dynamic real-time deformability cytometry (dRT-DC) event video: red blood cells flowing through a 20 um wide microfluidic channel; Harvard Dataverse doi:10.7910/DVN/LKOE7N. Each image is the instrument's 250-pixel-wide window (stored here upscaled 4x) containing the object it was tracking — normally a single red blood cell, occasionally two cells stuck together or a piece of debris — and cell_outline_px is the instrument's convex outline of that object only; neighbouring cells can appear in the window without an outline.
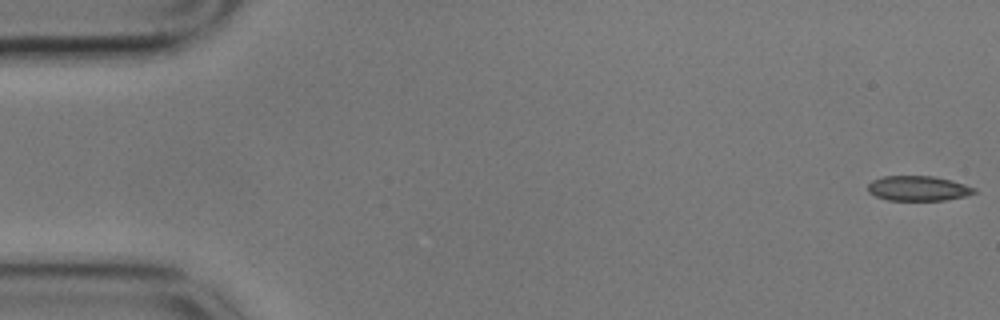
{"species": "common noctule bat (a hibernating species)", "species_latin": "Nyctalus noctula", "temperature_condition": "cold", "stored_images_in_passage": 57, "segment_of_instrument_passage": [1, 2], "camera_frame_rate_fps": 3000, "um_per_image_px": 0.085, "animal": {"sex": "male", "body_mass_g": 17.9}, "frame": {"image": 1, "passage_image": 1, "time_ms": 0.0, "image_size_px": [1000, 320], "cell_outline_px": [[976, 192], [964, 196], [944, 200], [888, 200], [876, 196], [868, 192], [868, 184], [872, 180], [884, 176], [932, 176], [952, 180], [976, 188]], "centroid_in_image_um": [78.03, 16.0], "position_along_channel_um": 7.0, "area_um2": 15.37}}
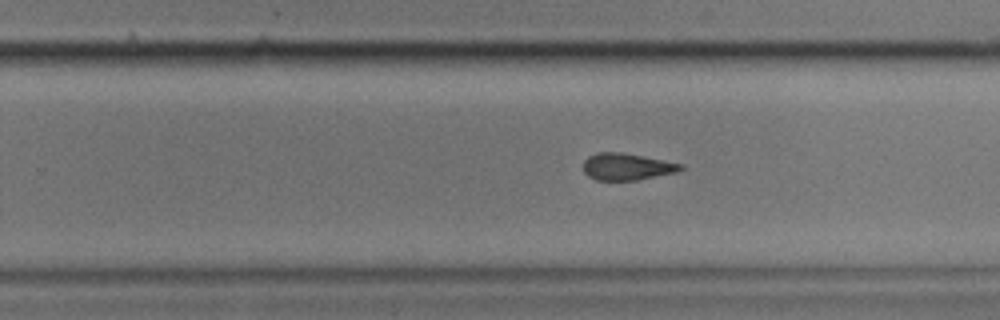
{"frame": {"image": 2, "passage_image": 35, "time_ms": 11.333, "image_size_px": [1000, 320], "cell_outline_px": [[684, 168], [676, 172], [636, 180], [596, 180], [588, 176], [584, 172], [584, 160], [588, 156], [596, 152], [620, 152], [684, 164]], "centroid_in_image_um": [53.26, 14.16], "position_along_channel_um": 276.5, "area_um2": 15.14}}
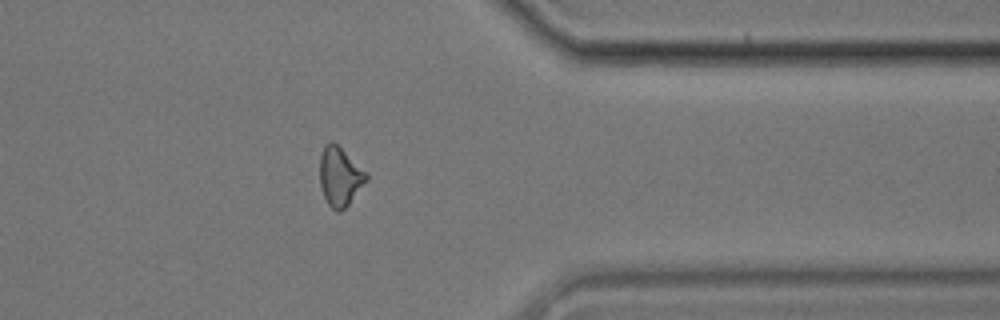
{"frame": {"image": 3, "passage_image": 45, "time_ms": 14.667, "image_size_px": [1000, 320], "cell_outline_px": [[368, 180], [348, 204], [340, 212], [336, 212], [328, 204], [324, 196], [320, 184], [320, 156], [324, 144], [332, 140], [368, 172]], "centroid_in_image_um": [28.9, 14.99], "position_along_channel_um": 382.5, "area_um2": 16.07}}